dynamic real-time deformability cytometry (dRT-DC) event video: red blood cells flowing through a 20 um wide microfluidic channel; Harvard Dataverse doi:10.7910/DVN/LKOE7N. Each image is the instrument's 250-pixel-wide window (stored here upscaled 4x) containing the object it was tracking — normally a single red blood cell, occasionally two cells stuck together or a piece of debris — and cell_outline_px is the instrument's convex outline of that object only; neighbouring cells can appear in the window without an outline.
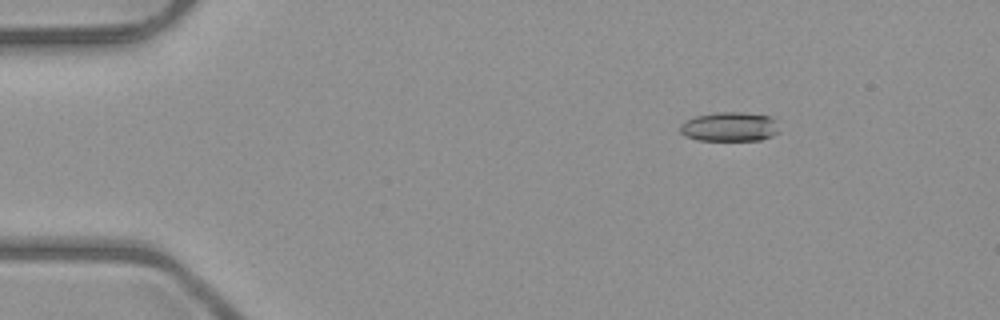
{"species": "common noctule bat (a hibernating species)", "species_latin": "Nyctalus noctula", "temperature_condition": "room temperature", "stored_images_in_passage": 7, "camera_frame_rate_fps": 3000, "um_per_image_px": 0.085, "animal": {"sex": "male", "body_mass_g": 23.1, "forearm_length_mm": 52.7}, "frame": {"image": 1, "passage_image": 3, "time_ms": 2.333, "image_size_px": [1000, 320], "cell_outline_px": [[780, 132], [772, 136], [760, 140], [696, 140], [684, 136], [680, 132], [680, 124], [696, 116], [716, 112], [740, 112], [772, 116], [776, 120]], "centroid_in_image_um": [62.05, 10.77], "position_along_channel_um": 23.0, "area_um2": 17.11}}
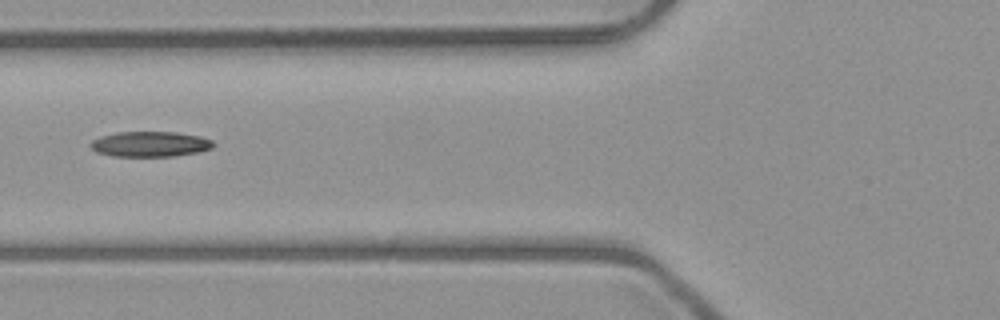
{"frame": {"image": 2, "passage_image": 6, "time_ms": 6.667, "image_size_px": [1000, 320], "cell_outline_px": [[216, 144], [212, 148], [196, 152], [176, 156], [112, 156], [96, 152], [88, 144], [92, 140], [100, 136], [116, 132], [176, 132], [200, 136], [212, 140]], "centroid_in_image_um": [12.74, 12.24], "position_along_channel_um": 113.1, "area_um2": 18.21}}
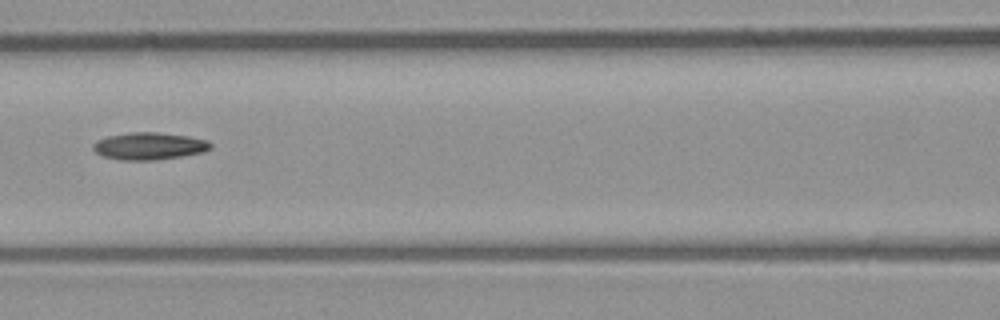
{"frame": {"image": 3, "passage_image": 7, "time_ms": 7.667, "image_size_px": [1000, 320], "cell_outline_px": [[212, 148], [204, 152], [180, 156], [152, 160], [120, 160], [104, 156], [96, 152], [92, 148], [92, 144], [96, 140], [108, 136], [132, 132], [156, 132], [188, 136], [208, 140], [212, 144]], "centroid_in_image_um": [12.68, 12.41], "position_along_channel_um": 153.9, "area_um2": 18.61}}